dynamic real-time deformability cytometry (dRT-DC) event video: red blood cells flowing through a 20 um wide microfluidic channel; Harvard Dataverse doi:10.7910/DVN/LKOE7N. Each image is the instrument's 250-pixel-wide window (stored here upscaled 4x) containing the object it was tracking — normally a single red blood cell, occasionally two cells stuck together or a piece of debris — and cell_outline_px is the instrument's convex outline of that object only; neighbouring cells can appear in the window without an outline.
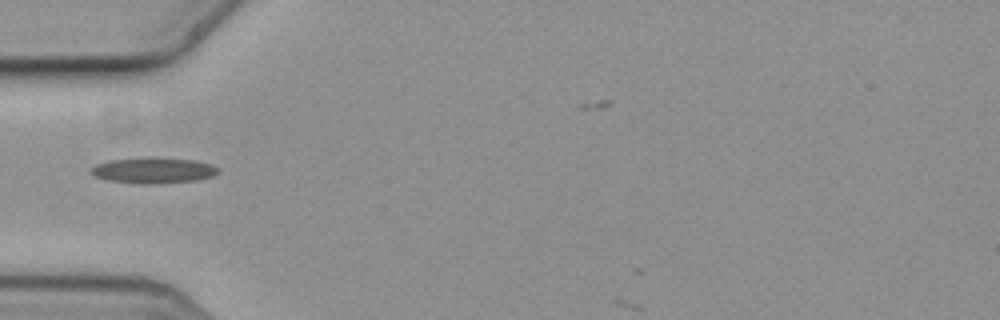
{"species": "common noctule bat (a hibernating species)", "species_latin": "Nyctalus noctula", "temperature_condition": "cold", "stored_images_in_passage": 2, "camera_frame_rate_fps": 3000, "um_per_image_px": 0.085, "animal": {"sex": "female", "body_mass_g": 19.3, "forearm_length_mm": 54.1}, "frame": {"image": 1, "passage_image": 1, "time_ms": 0.0, "image_size_px": [1000, 320], "cell_outline_px": [[220, 172], [212, 176], [196, 180], [152, 184], [144, 184], [108, 180], [96, 176], [92, 172], [92, 168], [96, 164], [108, 160], [144, 156], [156, 156], [192, 160], [212, 164], [220, 168]], "centroid_in_image_um": [13.07, 14.45], "position_along_channel_um": 71.9, "area_um2": 19.36}}